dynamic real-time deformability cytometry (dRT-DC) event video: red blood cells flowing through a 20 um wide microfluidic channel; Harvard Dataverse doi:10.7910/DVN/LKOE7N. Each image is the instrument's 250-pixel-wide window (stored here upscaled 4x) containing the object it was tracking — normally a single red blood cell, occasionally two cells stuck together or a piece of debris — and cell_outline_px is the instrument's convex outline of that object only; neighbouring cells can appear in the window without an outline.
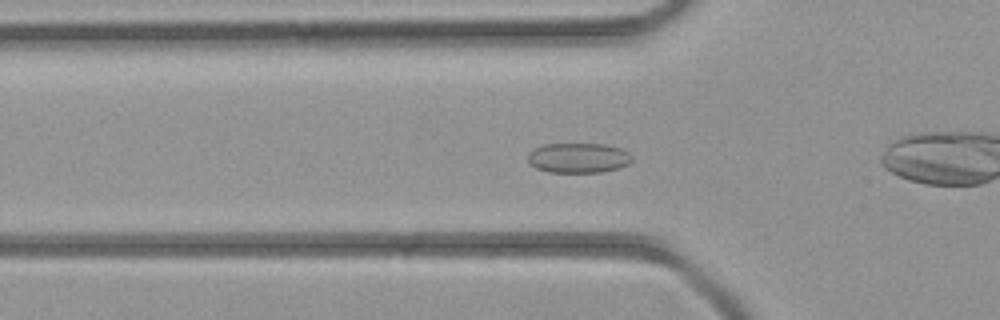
{"species": "common noctule bat (a hibernating species)", "species_latin": "Nyctalus noctula", "temperature_condition": "room temperature", "stored_images_in_passage": 25, "camera_frame_rate_fps": 3000, "um_per_image_px": 0.085, "animal": {"sex": "female", "body_mass_g": 21.9}, "frame": {"image": 1, "passage_image": 4, "time_ms": 1.0, "image_size_px": [1000, 320], "cell_outline_px": [[632, 160], [628, 164], [620, 168], [600, 172], [548, 172], [536, 168], [528, 160], [528, 152], [544, 144], [604, 144], [620, 148], [628, 152], [632, 156]], "centroid_in_image_um": [49.18, 13.42], "position_along_channel_um": 76.6, "area_um2": 18.15}}
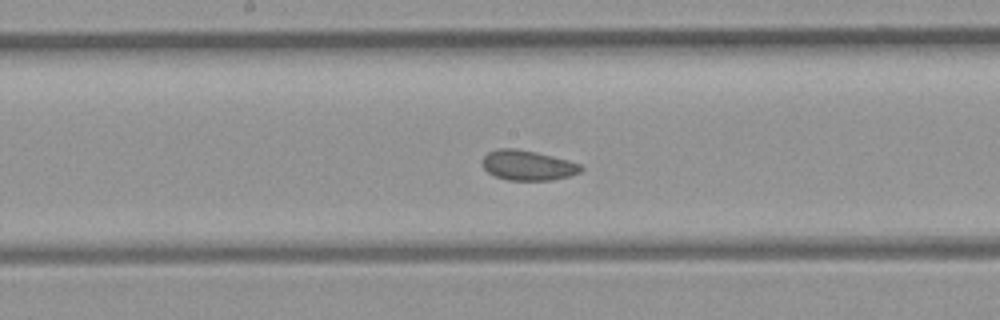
{"frame": {"image": 2, "passage_image": 12, "time_ms": 3.667, "image_size_px": [1000, 320], "cell_outline_px": [[584, 168], [580, 172], [568, 176], [552, 180], [508, 180], [496, 176], [488, 172], [484, 168], [484, 156], [488, 152], [496, 148], [516, 148], [536, 152], [568, 160], [580, 164]], "centroid_in_image_um": [44.87, 14.04], "position_along_channel_um": 203.3, "area_um2": 17.11}}
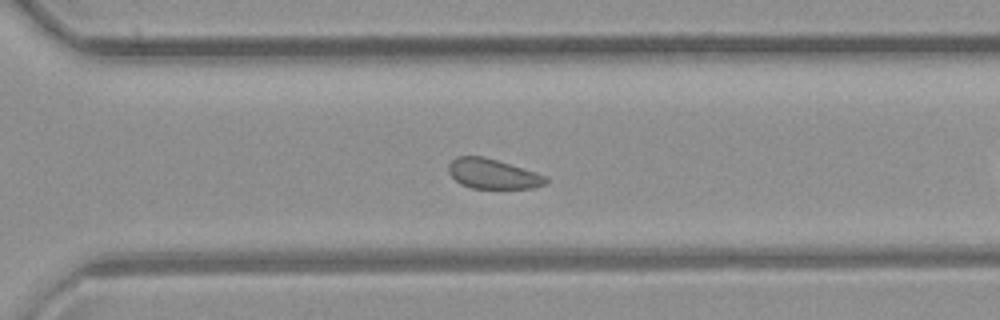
{"frame": {"image": 3, "passage_image": 20, "time_ms": 6.333, "image_size_px": [1000, 320], "cell_outline_px": [[548, 180], [544, 184], [532, 188], [472, 188], [460, 184], [448, 172], [448, 164], [456, 156], [484, 156], [536, 172], [548, 176]], "centroid_in_image_um": [41.87, 14.77], "position_along_channel_um": 328.7, "area_um2": 16.94}}